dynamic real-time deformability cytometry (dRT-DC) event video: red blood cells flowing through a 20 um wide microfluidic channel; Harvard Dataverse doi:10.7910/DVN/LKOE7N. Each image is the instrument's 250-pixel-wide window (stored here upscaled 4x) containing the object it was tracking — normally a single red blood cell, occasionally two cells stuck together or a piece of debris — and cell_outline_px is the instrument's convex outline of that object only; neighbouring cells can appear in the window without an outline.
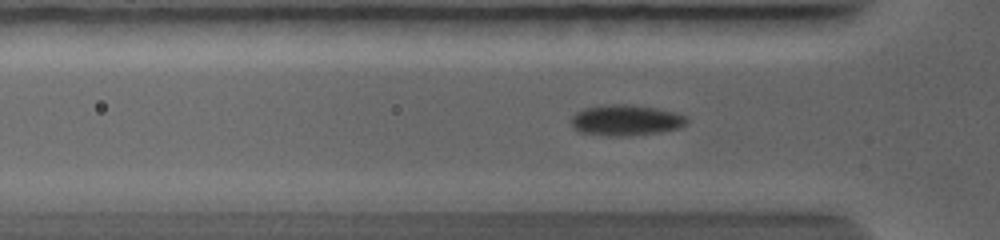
{"species": "common noctule bat (a hibernating species)", "species_latin": "Nyctalus noctula", "temperature_condition": "warm", "stored_images_in_passage": 78, "camera_frame_rate_fps": 5000, "um_per_image_px": 0.085, "animal": {"sex": "female", "body_mass_g": 19.0, "forearm_length_mm": 56.7}, "frame": {"image": 1, "passage_image": 24, "time_ms": 3.0, "image_size_px": [1000, 240], "cell_outline_px": [[688, 120], [680, 128], [660, 132], [624, 136], [608, 136], [576, 132], [572, 124], [572, 116], [576, 112], [584, 108], [608, 104], [624, 104], [656, 108], [676, 112], [684, 116]], "centroid_in_image_um": [53.17, 10.22], "position_along_channel_um": 72.6, "area_um2": 20.75}}
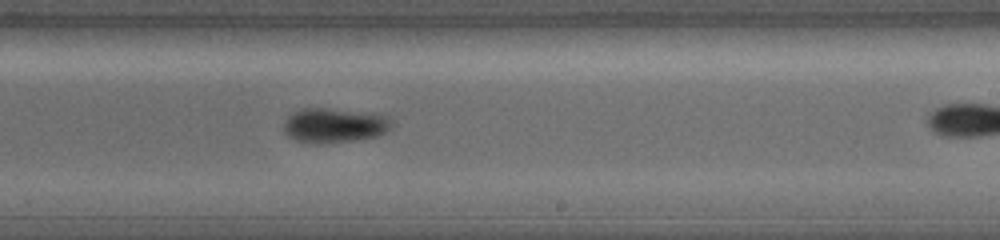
{"frame": {"image": 2, "passage_image": 45, "time_ms": 6.8, "image_size_px": [1000, 240], "cell_outline_px": [[392, 128], [376, 136], [352, 140], [324, 144], [308, 144], [296, 140], [288, 136], [284, 132], [284, 124], [288, 116], [292, 112], [304, 108], [324, 108], [372, 112], [388, 116], [392, 120]], "centroid_in_image_um": [28.42, 10.65], "position_along_channel_um": 260.6, "area_um2": 22.08}}
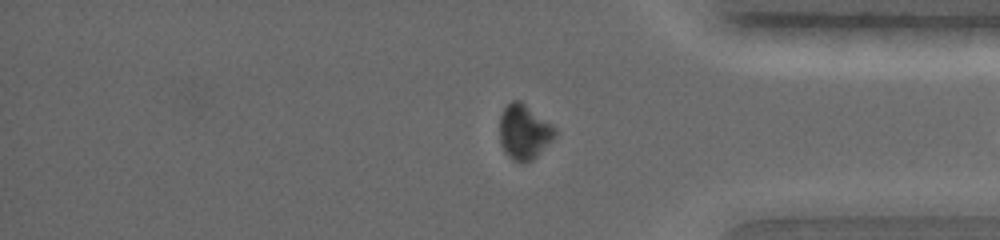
{"frame": {"image": 3, "passage_image": 58, "time_ms": 9.6, "image_size_px": [1000, 240], "cell_outline_px": [[556, 136], [532, 160], [524, 164], [512, 160], [504, 152], [500, 144], [500, 116], [504, 108], [512, 100], [520, 100], [552, 124], [556, 128]], "centroid_in_image_um": [44.54, 11.23], "position_along_channel_um": 390.7, "area_um2": 17.8}}